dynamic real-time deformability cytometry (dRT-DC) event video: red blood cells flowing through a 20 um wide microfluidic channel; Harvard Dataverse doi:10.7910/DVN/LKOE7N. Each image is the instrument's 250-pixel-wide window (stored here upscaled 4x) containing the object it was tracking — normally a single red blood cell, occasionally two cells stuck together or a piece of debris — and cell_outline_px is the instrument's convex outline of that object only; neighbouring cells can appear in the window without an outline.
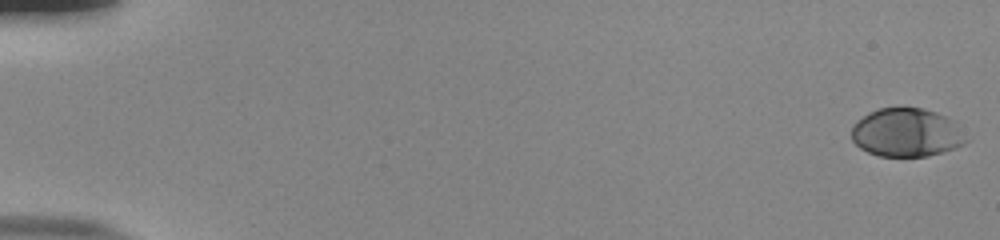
{"species": "human", "species_latin": "Homo sapiens", "temperature_condition": "room temperature", "stored_images_in_passage": 55, "camera_frame_rate_fps": 3000, "um_per_image_px": 0.085, "donor": {"sex": "male"}, "frame": {"image": 1, "passage_image": 1, "time_ms": 0.0, "image_size_px": [1000, 240], "cell_outline_px": [[968, 140], [964, 144], [956, 148], [928, 156], [880, 156], [868, 152], [860, 148], [852, 140], [852, 124], [856, 120], [868, 112], [880, 108], [924, 108], [936, 112], [956, 120]], "centroid_in_image_um": [77.07, 11.26], "position_along_channel_um": 7.9, "area_um2": 32.71}}
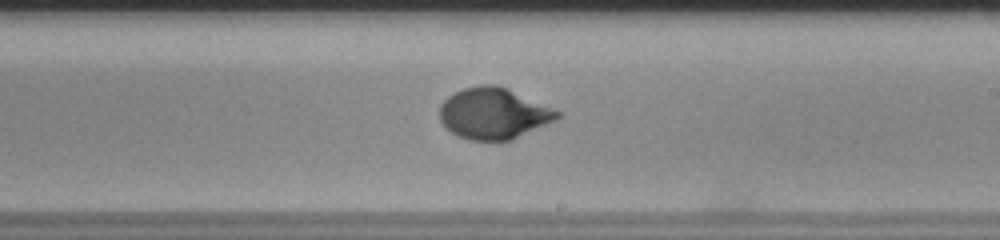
{"frame": {"image": 2, "passage_image": 34, "time_ms": 11.0, "image_size_px": [1000, 240], "cell_outline_px": [[560, 116], [512, 140], [468, 140], [444, 128], [440, 120], [440, 104], [448, 96], [464, 88], [480, 84], [492, 84], [504, 88], [560, 112]], "centroid_in_image_um": [41.86, 9.65], "position_along_channel_um": 247.1, "area_um2": 34.16}}
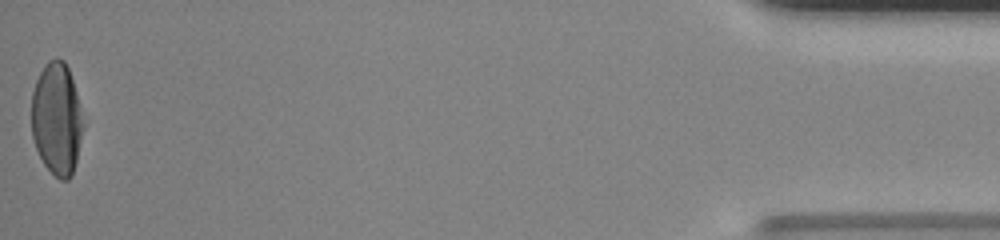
{"frame": {"image": 3, "passage_image": 55, "time_ms": 18.0, "image_size_px": [1000, 240], "cell_outline_px": [[80, 136], [76, 160], [72, 176], [68, 180], [60, 180], [44, 164], [36, 148], [32, 136], [32, 92], [36, 80], [44, 64], [48, 60], [56, 56], [64, 60], [68, 68], [76, 92], [80, 116]], "centroid_in_image_um": [4.77, 10.07], "position_along_channel_um": 430.4, "area_um2": 33.06}, "authors_computed_cell_mechanics": {"area_um2": 33.7552, "velocity_mm_per_s": 3.8235, "shape_relaxation_time_tau1_ms": 4.1281, "shape_relaxation_time_tau2_ms": null, "deformation_change_tau1": 0.1959, "deformation_change_tau2": null}}